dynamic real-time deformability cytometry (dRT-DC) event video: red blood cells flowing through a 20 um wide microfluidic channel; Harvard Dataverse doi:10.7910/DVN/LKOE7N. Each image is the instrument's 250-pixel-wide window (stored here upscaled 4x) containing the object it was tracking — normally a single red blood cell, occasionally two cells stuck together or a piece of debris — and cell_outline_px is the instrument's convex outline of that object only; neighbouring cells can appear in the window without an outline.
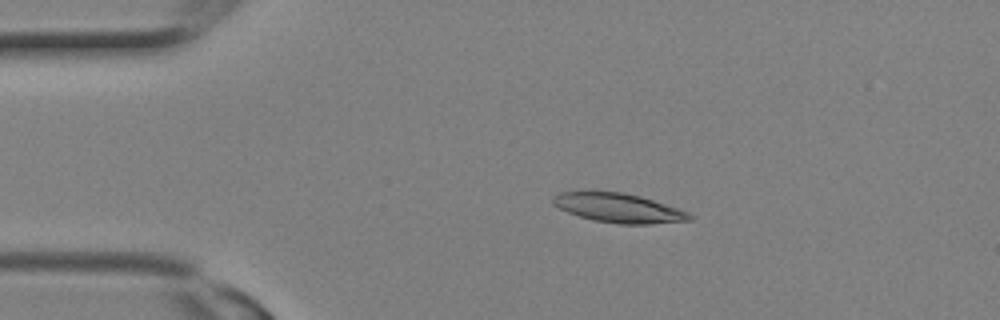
{"species": "Egyptian fruit bat (a non-hibernating species)", "species_latin": "Rousettus aegyptiacus", "temperature_condition": "room temperature", "stored_images_in_passage": 14, "camera_frame_rate_fps": 3000, "um_per_image_px": 0.085, "animal": {"sex": "female"}, "frame": {"image": 1, "passage_image": 5, "time_ms": 1.333, "image_size_px": [1000, 320], "cell_outline_px": [[692, 220], [648, 224], [620, 224], [592, 220], [568, 212], [552, 204], [552, 196], [560, 192], [620, 192], [640, 196], [688, 212], [692, 216]], "centroid_in_image_um": [52.55, 17.68], "position_along_channel_um": 32.4, "area_um2": 22.89}}
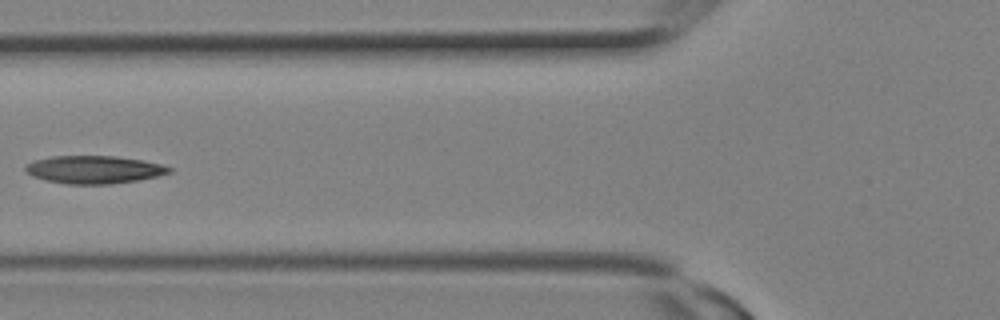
{"frame": {"image": 2, "passage_image": 10, "time_ms": 3.0, "image_size_px": [1000, 320], "cell_outline_px": [[172, 172], [156, 176], [136, 180], [108, 184], [68, 184], [48, 180], [32, 176], [24, 168], [32, 160], [52, 156], [116, 156], [144, 160], [160, 164], [172, 168]], "centroid_in_image_um": [7.99, 14.4], "position_along_channel_um": 117.8, "area_um2": 23.12}}
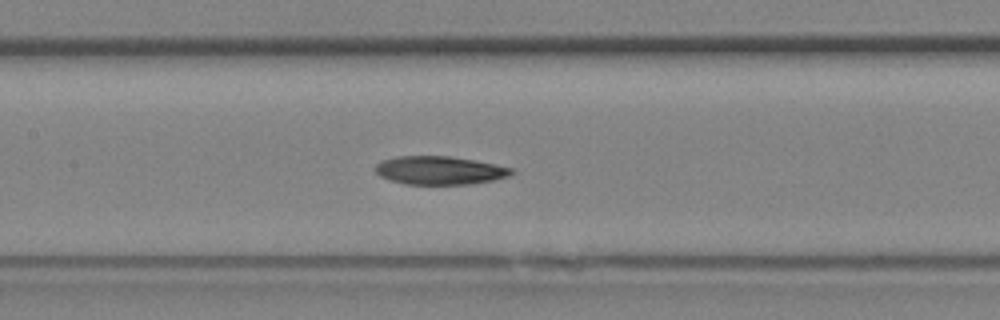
{"frame": {"image": 3, "passage_image": 12, "time_ms": 3.667, "image_size_px": [1000, 320], "cell_outline_px": [[516, 172], [508, 176], [492, 180], [468, 184], [404, 184], [380, 176], [376, 172], [376, 164], [384, 160], [396, 156], [448, 156], [472, 160], [512, 168]], "centroid_in_image_um": [37.36, 14.48], "position_along_channel_um": 170.0, "area_um2": 22.14}}